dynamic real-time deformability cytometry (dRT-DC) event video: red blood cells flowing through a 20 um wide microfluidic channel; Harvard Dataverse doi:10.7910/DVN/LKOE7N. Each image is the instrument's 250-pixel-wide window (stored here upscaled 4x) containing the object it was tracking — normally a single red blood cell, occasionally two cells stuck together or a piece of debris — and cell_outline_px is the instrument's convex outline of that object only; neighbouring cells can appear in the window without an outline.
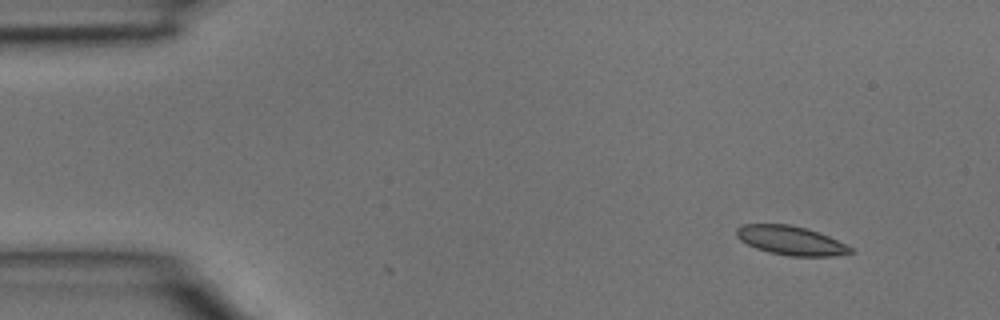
{"species": "common noctule bat (a hibernating species)", "species_latin": "Nyctalus noctula", "temperature_condition": "room temperature", "stored_images_in_passage": 4, "segment_of_instrument_passage": [1, 2], "camera_frame_rate_fps": 3000, "um_per_image_px": 0.085, "animal": {"sex": "male", "body_mass_g": 15.6}, "frame": {"image": 1, "passage_image": 1, "time_ms": 0.0, "image_size_px": [1000, 320], "cell_outline_px": [[856, 252], [832, 256], [788, 256], [768, 252], [756, 248], [740, 240], [736, 236], [736, 228], [740, 224], [788, 224], [804, 228], [828, 236], [852, 248]], "centroid_in_image_um": [67.18, 20.45], "position_along_channel_um": 17.8, "area_um2": 19.13}}
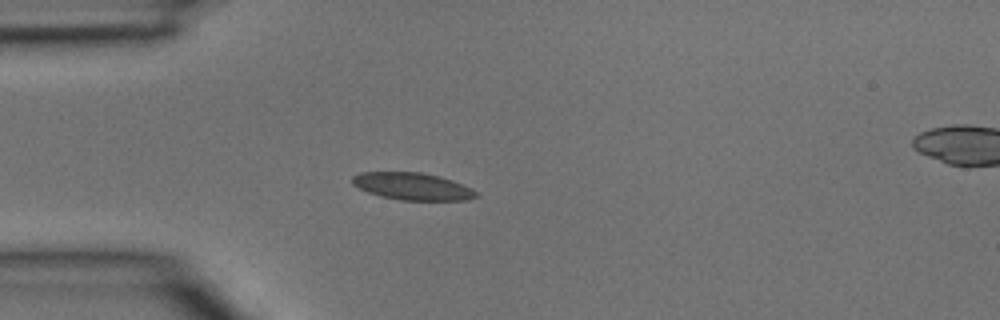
{"frame": {"image": 2, "passage_image": 3, "time_ms": 0.667, "image_size_px": [1000, 320], "cell_outline_px": [[480, 196], [468, 200], [400, 200], [380, 196], [368, 192], [352, 184], [352, 176], [360, 172], [420, 172], [452, 180], [472, 188], [480, 192]], "centroid_in_image_um": [35.1, 15.85], "position_along_channel_um": 49.9, "area_um2": 19.71}}